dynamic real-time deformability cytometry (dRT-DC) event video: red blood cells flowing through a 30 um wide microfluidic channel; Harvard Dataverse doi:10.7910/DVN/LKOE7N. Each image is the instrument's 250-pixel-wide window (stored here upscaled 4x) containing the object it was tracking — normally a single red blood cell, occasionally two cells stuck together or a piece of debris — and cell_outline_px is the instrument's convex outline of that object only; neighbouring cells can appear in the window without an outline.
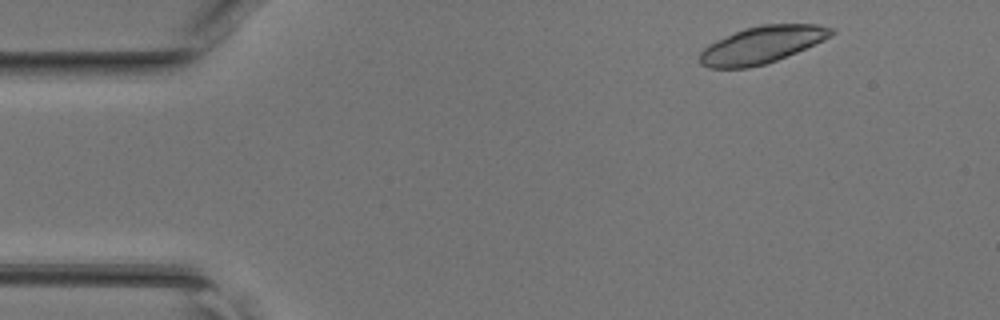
{"species": "common noctule bat (a hibernating species)", "species_latin": "Nyctalus noctula", "temperature_condition": "room temperature", "stored_images_in_passage": 43, "camera_frame_rate_fps": 3000, "um_per_image_px": 0.085, "animal": {"sex": "female", "body_mass_g": 17.0, "forearm_length_mm": 48.0}, "frame": {"image": 1, "passage_image": 3, "time_ms": 0.667, "image_size_px": [1000, 320], "cell_outline_px": [[836, 32], [832, 36], [824, 40], [796, 52], [776, 60], [764, 64], [748, 68], [708, 68], [700, 64], [700, 52], [708, 44], [716, 40], [744, 28], [760, 24], [816, 24], [836, 28]], "centroid_in_image_um": [64.77, 3.8], "position_along_channel_um": 20.2, "area_um2": 28.5}}